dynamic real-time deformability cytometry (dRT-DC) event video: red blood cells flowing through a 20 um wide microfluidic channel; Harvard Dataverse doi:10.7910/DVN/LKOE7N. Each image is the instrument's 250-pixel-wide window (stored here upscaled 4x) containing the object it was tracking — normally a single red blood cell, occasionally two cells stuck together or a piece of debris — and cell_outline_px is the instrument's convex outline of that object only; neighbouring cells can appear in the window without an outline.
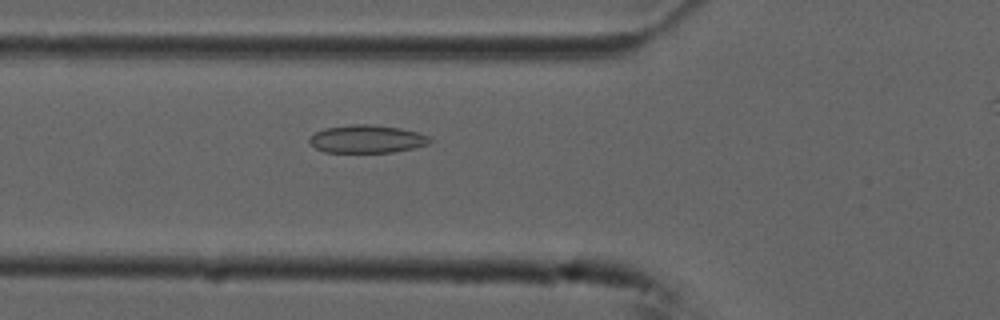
{"species": "common noctule bat (a hibernating species)", "species_latin": "Nyctalus noctula", "temperature_condition": "cold", "stored_images_in_passage": 35, "camera_frame_rate_fps": 3000, "um_per_image_px": 0.085, "animal": {"sex": "male", "forearm_length_mm": 52.5}, "frame": {"image": 1, "passage_image": 7, "time_ms": 2.0, "image_size_px": [1000, 320], "cell_outline_px": [[432, 140], [428, 144], [412, 148], [392, 152], [324, 152], [316, 148], [308, 140], [316, 132], [324, 128], [352, 124], [368, 124], [400, 128], [416, 132], [428, 136]], "centroid_in_image_um": [31.18, 11.81], "position_along_channel_um": 94.6, "area_um2": 19.36}}
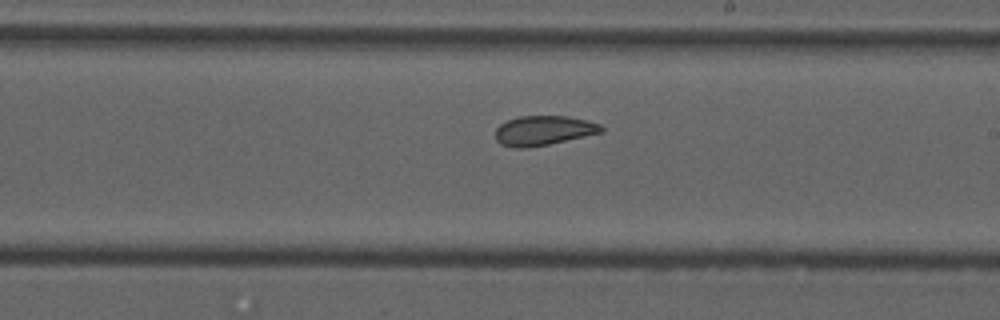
{"frame": {"image": 2, "passage_image": 19, "time_ms": 6.0, "image_size_px": [1000, 320], "cell_outline_px": [[604, 132], [548, 144], [524, 148], [516, 148], [500, 144], [496, 140], [496, 128], [500, 124], [508, 120], [520, 116], [568, 116], [588, 120], [600, 124], [604, 128]], "centroid_in_image_um": [46.22, 11.09], "position_along_channel_um": 242.8, "area_um2": 18.26}}
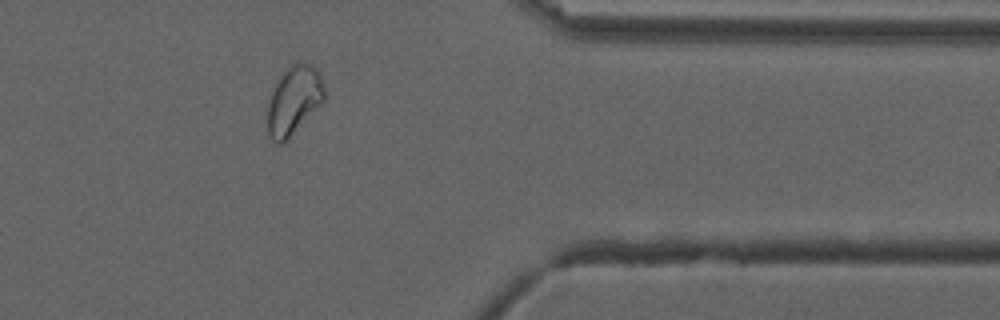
{"frame": {"image": 3, "passage_image": 32, "time_ms": 10.333, "image_size_px": [1000, 320], "cell_outline_px": [[324, 100], [288, 140], [284, 144], [276, 144], [268, 136], [268, 104], [272, 84], [276, 76], [292, 64], [300, 60], [312, 64], [320, 72], [324, 84]], "centroid_in_image_um": [24.95, 8.49], "position_along_channel_um": 386.5, "area_um2": 23.47}, "authors_computed_cell_mechanics": {"area_um2": 19.1896, "velocity_mm_per_s": 3.7081, "shape_relaxation_time_tau1_ms": null, "shape_relaxation_time_tau2_ms": 2.1838, "deformation_change_tau1": null, "deformation_change_tau2": 0.0598}}